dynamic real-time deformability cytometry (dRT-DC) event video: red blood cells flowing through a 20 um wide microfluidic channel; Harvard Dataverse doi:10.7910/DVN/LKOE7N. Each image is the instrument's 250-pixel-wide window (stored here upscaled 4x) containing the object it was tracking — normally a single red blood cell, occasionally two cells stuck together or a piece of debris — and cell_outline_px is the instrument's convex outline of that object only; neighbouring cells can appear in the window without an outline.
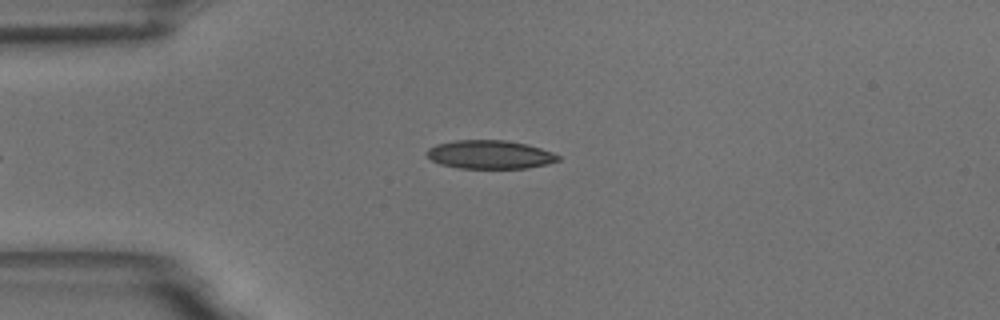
{"species": "common noctule bat (a hibernating species)", "species_latin": "Nyctalus noctula", "temperature_condition": "room temperature", "stored_images_in_passage": 49, "camera_frame_rate_fps": 3000, "um_per_image_px": 0.085, "animal": {"sex": "male", "body_mass_g": 18.8}, "frame": {"image": 1, "passage_image": 7, "time_ms": 2.0, "image_size_px": [1000, 320], "cell_outline_px": [[560, 160], [548, 164], [528, 168], [460, 168], [440, 164], [432, 160], [424, 152], [428, 148], [436, 144], [456, 140], [504, 140], [528, 144], [552, 152], [560, 156]], "centroid_in_image_um": [41.64, 13.13], "position_along_channel_um": 43.4, "area_um2": 21.91}}
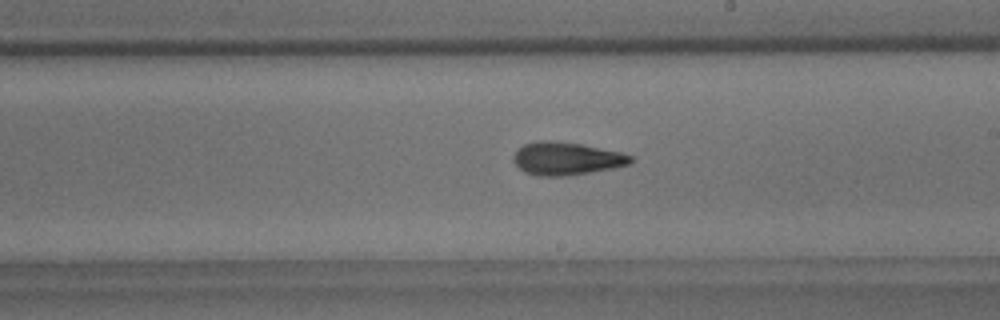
{"frame": {"image": 2, "passage_image": 25, "time_ms": 8.0, "image_size_px": [1000, 320], "cell_outline_px": [[636, 160], [632, 164], [612, 168], [568, 176], [536, 176], [524, 172], [512, 160], [512, 156], [524, 144], [540, 140], [552, 140], [580, 144], [620, 152], [632, 156]], "centroid_in_image_um": [48.16, 13.49], "position_along_channel_um": 240.8, "area_um2": 22.54}}
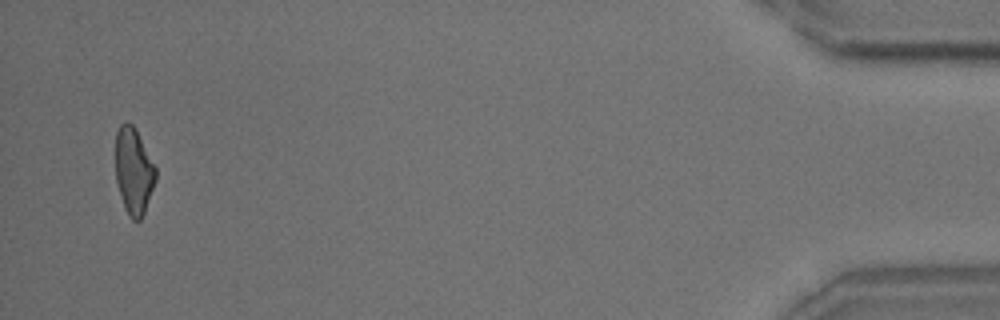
{"frame": {"image": 3, "passage_image": 47, "time_ms": 15.333, "image_size_px": [1000, 320], "cell_outline_px": [[156, 180], [144, 212], [140, 220], [132, 220], [128, 216], [124, 208], [120, 196], [116, 180], [116, 132], [120, 124], [124, 120], [132, 124], [136, 128], [156, 168]], "centroid_in_image_um": [11.35, 14.52], "position_along_channel_um": 423.8, "area_um2": 20.35}, "authors_computed_cell_mechanics": {"area_um2": 21.675, "velocity_mm_per_s": 3.6303, "shape_relaxation_time_tau1_ms": 8.7486, "shape_relaxation_time_tau2_ms": 2.7023, "deformation_change_tau1": 0.2053, "deformation_change_tau2": 0.1115}}